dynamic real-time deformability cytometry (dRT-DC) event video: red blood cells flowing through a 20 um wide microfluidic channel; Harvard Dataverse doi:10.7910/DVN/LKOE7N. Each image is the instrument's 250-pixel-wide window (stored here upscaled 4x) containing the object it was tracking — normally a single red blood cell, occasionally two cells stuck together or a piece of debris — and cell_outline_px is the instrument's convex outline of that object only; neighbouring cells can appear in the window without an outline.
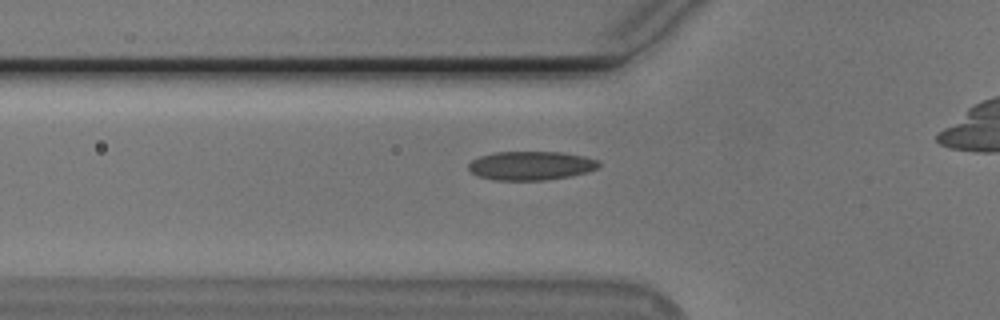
{"species": "Egyptian fruit bat (a non-hibernating species)", "species_latin": "Rousettus aegyptiacus", "temperature_condition": "cold", "stored_images_in_passage": 39, "camera_frame_rate_fps": 3000, "um_per_image_px": 0.085, "animal": {"sex": "male"}, "frame": {"image": 1, "passage_image": 10, "time_ms": 3.0, "image_size_px": [1000, 320], "cell_outline_px": [[600, 164], [596, 168], [588, 172], [572, 176], [544, 180], [492, 180], [476, 176], [468, 168], [468, 164], [472, 160], [480, 156], [496, 152], [560, 152], [584, 156], [596, 160]], "centroid_in_image_um": [45.1, 14.09], "position_along_channel_um": 80.7, "area_um2": 21.91}}
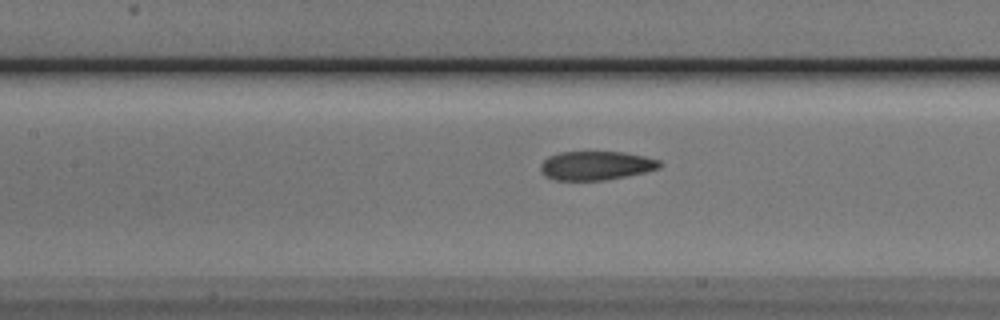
{"frame": {"image": 2, "passage_image": 16, "time_ms": 5.0, "image_size_px": [1000, 320], "cell_outline_px": [[664, 164], [660, 168], [644, 172], [608, 180], [552, 180], [544, 176], [540, 172], [540, 164], [548, 156], [560, 152], [624, 152], [644, 156], [660, 160]], "centroid_in_image_um": [50.65, 14.08], "position_along_channel_um": 156.8, "area_um2": 20.29}}
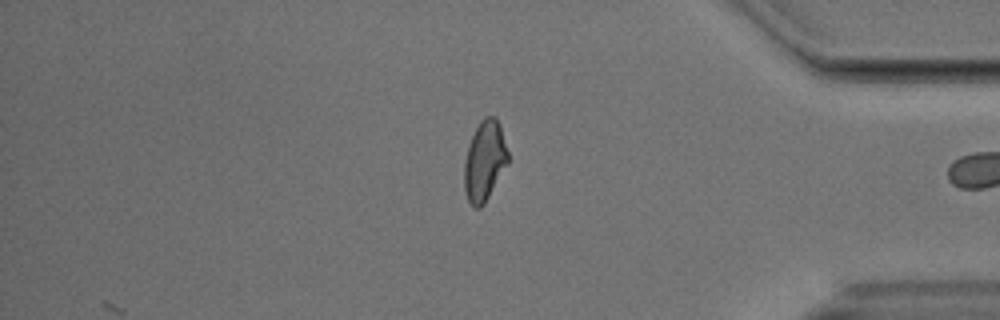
{"frame": {"image": 3, "passage_image": 37, "time_ms": 12.0, "image_size_px": [1000, 320], "cell_outline_px": [[508, 164], [484, 204], [480, 208], [472, 208], [468, 200], [464, 188], [464, 160], [472, 136], [480, 120], [484, 116], [496, 116], [500, 124], [508, 152]], "centroid_in_image_um": [41.19, 13.68], "position_along_channel_um": 394.0, "area_um2": 20.52}, "authors_computed_cell_mechanics": {"area_um2": 20.8658, "velocity_mm_per_s": 3.77, "shape_relaxation_time_tau1_ms": 8.8348, "shape_relaxation_time_tau2_ms": 1.9545, "deformation_change_tau1": 0.1903, "deformation_change_tau2": 0.0781}}